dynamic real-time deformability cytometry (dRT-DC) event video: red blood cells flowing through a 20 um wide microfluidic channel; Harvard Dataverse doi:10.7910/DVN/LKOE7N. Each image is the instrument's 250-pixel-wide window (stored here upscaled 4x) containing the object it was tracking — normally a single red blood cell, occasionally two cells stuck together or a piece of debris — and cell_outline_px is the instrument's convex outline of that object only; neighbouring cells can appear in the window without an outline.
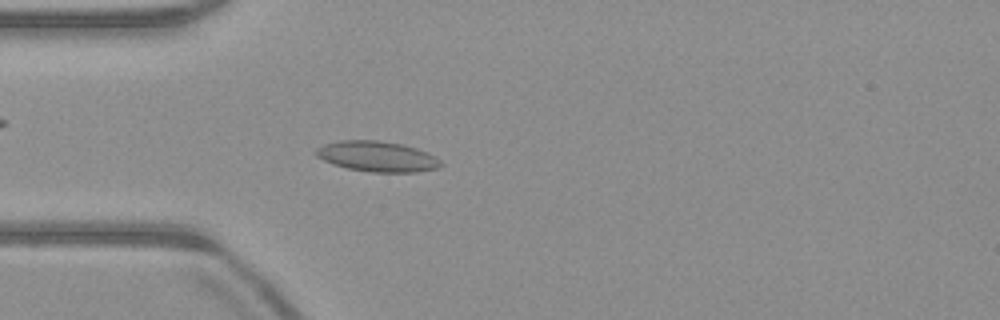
{"species": "common noctule bat (a hibernating species)", "species_latin": "Nyctalus noctula", "temperature_condition": "warm", "stored_images_in_passage": 51, "camera_frame_rate_fps": 3000, "um_per_image_px": 0.085, "animal": {"sex": "male", "body_mass_g": 23.1, "forearm_length_mm": 52.7}, "frame": {"image": 1, "passage_image": 14, "time_ms": 4.333, "image_size_px": [1000, 320], "cell_outline_px": [[444, 164], [440, 168], [416, 172], [372, 172], [348, 168], [332, 164], [316, 156], [312, 152], [316, 148], [324, 144], [340, 140], [380, 140], [404, 144], [428, 152], [436, 156]], "centroid_in_image_um": [32.08, 13.29], "position_along_channel_um": 52.9, "area_um2": 22.48}}
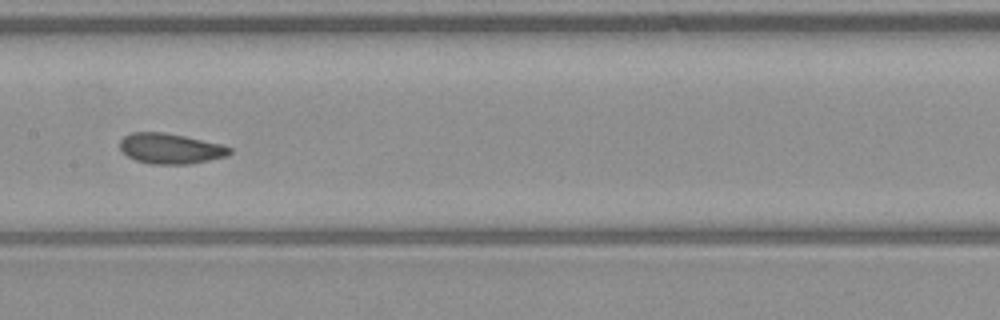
{"frame": {"image": 2, "passage_image": 25, "time_ms": 8.0, "image_size_px": [1000, 320], "cell_outline_px": [[232, 152], [228, 156], [188, 164], [152, 164], [136, 160], [128, 156], [120, 148], [120, 140], [124, 136], [132, 132], [164, 132], [184, 136], [220, 144], [232, 148]], "centroid_in_image_um": [14.49, 12.62], "position_along_channel_um": 192.9, "area_um2": 19.31}}
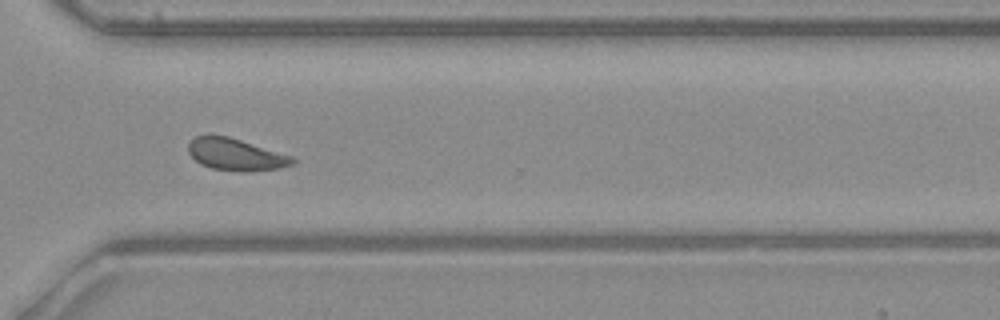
{"frame": {"image": 3, "passage_image": 37, "time_ms": 12.0, "image_size_px": [1000, 320], "cell_outline_px": [[296, 164], [280, 168], [248, 172], [244, 172], [212, 168], [200, 164], [188, 152], [188, 144], [196, 136], [208, 132], [228, 136], [292, 156], [296, 160]], "centroid_in_image_um": [20.03, 13.11], "position_along_channel_um": 350.6, "area_um2": 19.71}, "authors_computed_cell_mechanics": {"area_um2": 19.8832, "velocity_mm_per_s": 3.9528, "shape_relaxation_time_tau1_ms": null, "shape_relaxation_time_tau2_ms": 2.6271, "deformation_change_tau1": null, "deformation_change_tau2": 0.0636}}